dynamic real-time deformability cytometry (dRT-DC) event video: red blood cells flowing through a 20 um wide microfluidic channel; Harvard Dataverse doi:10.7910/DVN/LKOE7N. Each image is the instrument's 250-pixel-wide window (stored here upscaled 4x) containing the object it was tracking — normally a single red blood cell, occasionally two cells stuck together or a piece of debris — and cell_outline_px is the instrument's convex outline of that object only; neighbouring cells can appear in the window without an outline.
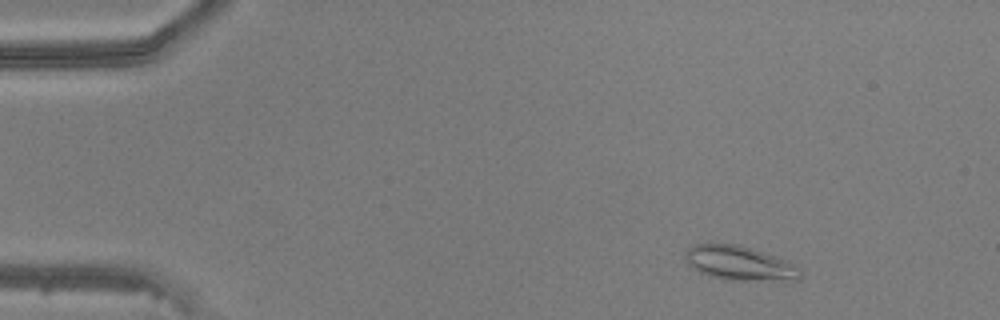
{"species": "common noctule bat (a hibernating species)", "species_latin": "Nyctalus noctula", "temperature_condition": "warm", "stored_images_in_passage": 48, "camera_frame_rate_fps": 3000, "um_per_image_px": 0.085, "animal": {"sex": "male", "body_mass_g": 20.5, "forearm_length_mm": 52.5}, "frame": {"image": 1, "passage_image": 6, "time_ms": 1.667, "image_size_px": [1000, 320], "cell_outline_px": [[800, 280], [788, 284], [728, 280], [712, 276], [700, 272], [692, 268], [688, 264], [688, 248], [696, 244], [740, 244], [788, 260], [800, 272]], "centroid_in_image_um": [63.01, 22.44], "position_along_channel_um": 22.0, "area_um2": 23.64}}
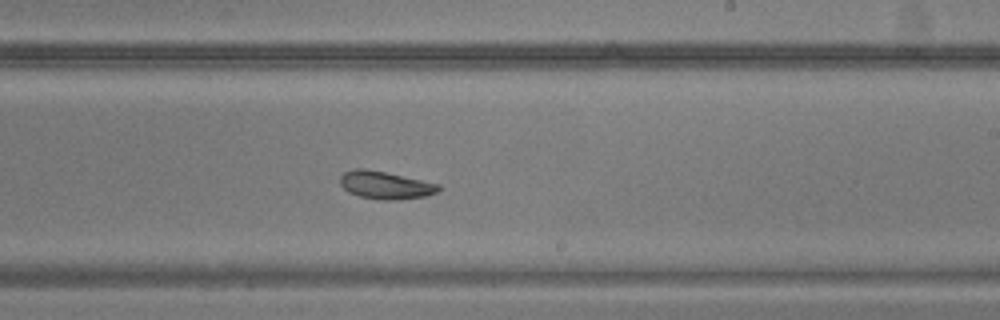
{"frame": {"image": 2, "passage_image": 29, "time_ms": 9.333, "image_size_px": [1000, 320], "cell_outline_px": [[440, 188], [436, 192], [424, 196], [400, 200], [380, 200], [360, 196], [348, 192], [340, 184], [340, 176], [344, 172], [356, 168], [364, 168], [384, 172], [440, 184]], "centroid_in_image_um": [32.73, 15.74], "position_along_channel_um": 256.3, "area_um2": 15.78}}
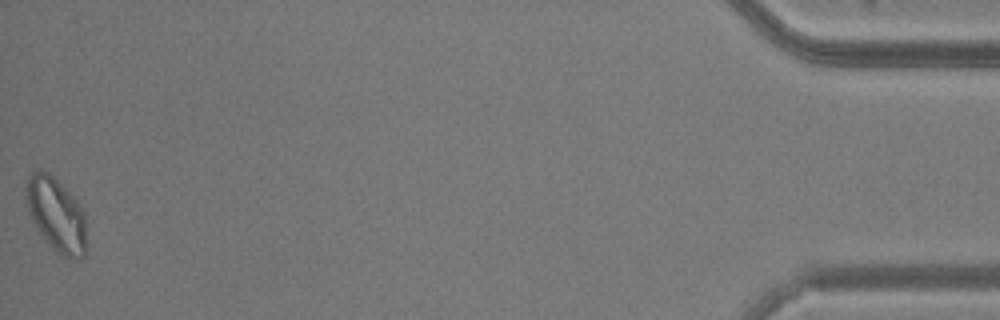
{"frame": {"image": 3, "passage_image": 48, "time_ms": 15.667, "image_size_px": [1000, 320], "cell_outline_px": [[84, 256], [76, 260], [64, 256], [56, 252], [44, 240], [32, 220], [28, 212], [24, 188], [24, 180], [32, 172], [40, 168], [48, 172], [80, 204], [84, 212]], "centroid_in_image_um": [4.72, 18.21], "position_along_channel_um": 430.5, "area_um2": 25.95}}